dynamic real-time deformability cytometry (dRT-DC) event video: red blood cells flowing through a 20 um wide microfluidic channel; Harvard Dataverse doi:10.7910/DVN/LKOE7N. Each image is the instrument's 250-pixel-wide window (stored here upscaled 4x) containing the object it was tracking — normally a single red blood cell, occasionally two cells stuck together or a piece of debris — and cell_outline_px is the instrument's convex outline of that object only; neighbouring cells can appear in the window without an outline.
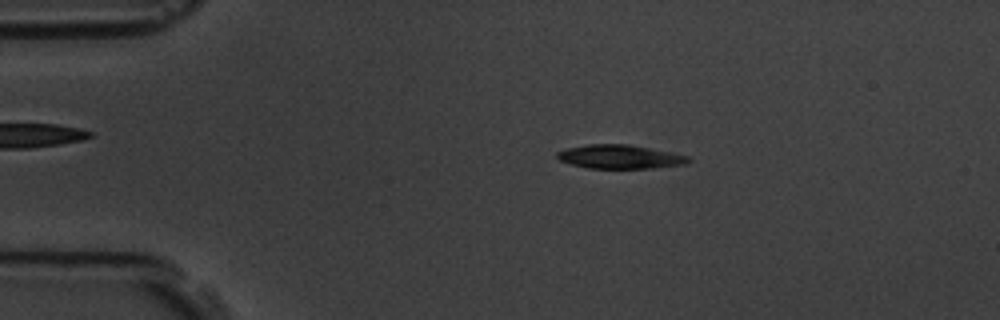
{"species": "common noctule bat (a hibernating species)", "species_latin": "Nyctalus noctula", "temperature_condition": "room temperature", "stored_images_in_passage": 5, "camera_frame_rate_fps": 3000, "um_per_image_px": 0.085, "animal": {"sex": "male", "body_mass_g": 19.5, "forearm_length_mm": 54.6}, "frame": {"image": 1, "passage_image": 3, "time_ms": 2.0, "image_size_px": [1000, 320], "cell_outline_px": [[692, 160], [684, 164], [652, 168], [588, 168], [572, 164], [560, 160], [556, 156], [556, 152], [568, 148], [588, 144], [628, 144], [672, 152], [688, 156]], "centroid_in_image_um": [52.7, 13.32], "position_along_channel_um": 32.3, "area_um2": 18.09}}
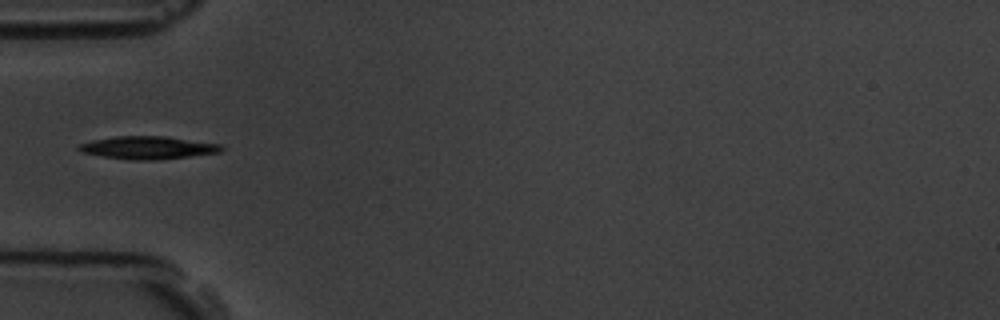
{"frame": {"image": 2, "passage_image": 5, "time_ms": 4.333, "image_size_px": [1000, 320], "cell_outline_px": [[224, 148], [220, 152], [156, 160], [128, 160], [104, 156], [84, 152], [76, 148], [80, 144], [92, 140], [116, 136], [164, 136], [220, 144]], "centroid_in_image_um": [12.57, 12.55], "position_along_channel_um": 72.4, "area_um2": 18.67}}